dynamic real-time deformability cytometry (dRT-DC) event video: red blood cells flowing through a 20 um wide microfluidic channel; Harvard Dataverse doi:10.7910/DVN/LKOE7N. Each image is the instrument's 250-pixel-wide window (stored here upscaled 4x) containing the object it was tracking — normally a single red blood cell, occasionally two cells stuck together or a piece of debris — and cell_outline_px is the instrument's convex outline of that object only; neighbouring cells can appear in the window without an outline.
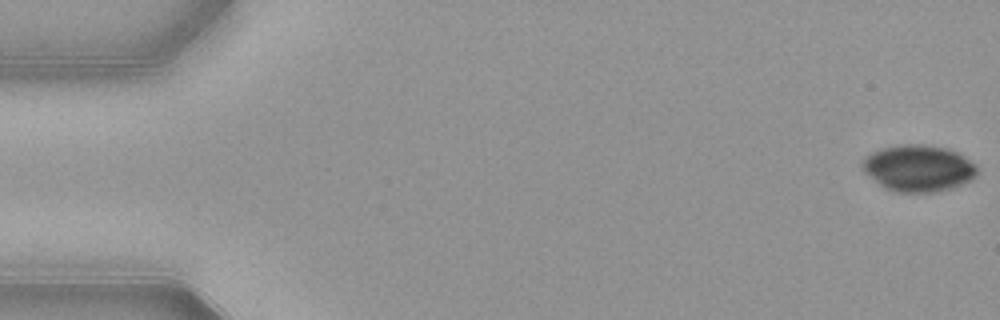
{"species": "common noctule bat (a hibernating species)", "species_latin": "Nyctalus noctula", "temperature_condition": "warm", "stored_images_in_passage": 53, "camera_frame_rate_fps": 3000, "um_per_image_px": 0.085, "animal": {"sex": "female", "body_mass_g": 21.9}, "frame": {"image": 1, "passage_image": 1, "time_ms": 0.0, "image_size_px": [1000, 320], "cell_outline_px": [[976, 176], [960, 184], [948, 188], [932, 192], [896, 192], [884, 188], [864, 172], [860, 168], [864, 156], [872, 152], [884, 148], [900, 144], [924, 144], [948, 148], [964, 156], [976, 164]], "centroid_in_image_um": [78.02, 14.28], "position_along_channel_um": 7.0, "area_um2": 31.04}}
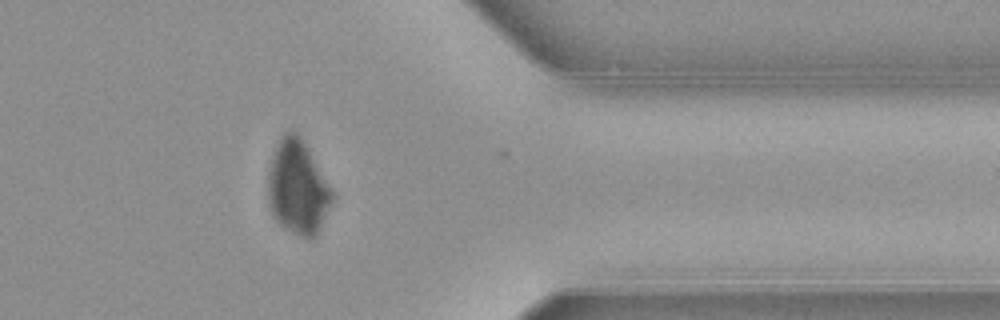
{"frame": {"image": 2, "passage_image": 43, "time_ms": 14.0, "image_size_px": [1000, 320], "cell_outline_px": [[336, 196], [316, 236], [308, 240], [284, 228], [272, 216], [268, 204], [268, 168], [276, 144], [280, 136], [288, 128], [292, 128], [300, 136], [308, 148], [336, 192]], "centroid_in_image_um": [25.33, 15.92], "position_along_channel_um": 386.1, "area_um2": 36.24}}
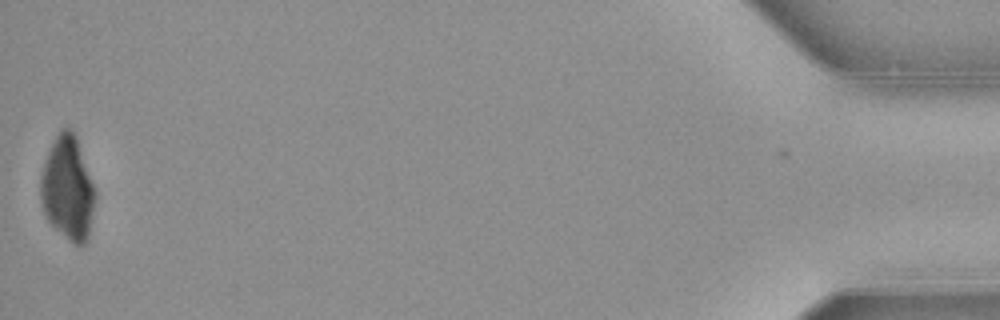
{"frame": {"image": 3, "passage_image": 53, "time_ms": 17.333, "image_size_px": [1000, 320], "cell_outline_px": [[96, 200], [88, 236], [84, 244], [72, 244], [48, 220], [44, 212], [40, 196], [40, 176], [44, 160], [60, 128], [68, 124], [76, 136], [96, 188]], "centroid_in_image_um": [5.77, 15.97], "position_along_channel_um": 429.4, "area_um2": 33.35}}